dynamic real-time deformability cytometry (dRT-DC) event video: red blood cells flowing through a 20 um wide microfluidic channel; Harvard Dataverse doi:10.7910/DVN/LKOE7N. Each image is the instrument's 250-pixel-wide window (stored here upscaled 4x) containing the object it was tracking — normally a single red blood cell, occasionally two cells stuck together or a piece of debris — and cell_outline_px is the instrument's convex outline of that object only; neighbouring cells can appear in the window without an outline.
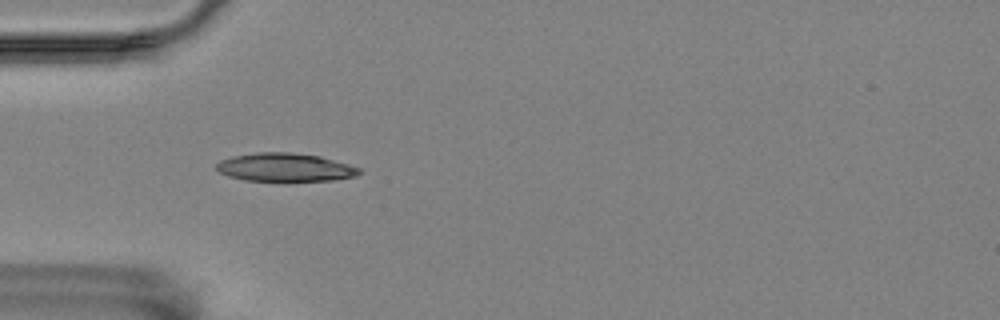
{"species": "Egyptian fruit bat (a non-hibernating species)", "species_latin": "Rousettus aegyptiacus", "temperature_condition": "room temperature", "stored_images_in_passage": 20, "camera_frame_rate_fps": 3000, "um_per_image_px": 0.085, "animal": {"sex": "female"}, "frame": {"image": 1, "passage_image": 6, "time_ms": 1.667, "image_size_px": [1000, 320], "cell_outline_px": [[360, 172], [356, 176], [332, 180], [244, 180], [228, 176], [220, 172], [216, 168], [216, 164], [220, 160], [232, 156], [256, 152], [288, 152], [320, 156], [348, 164], [360, 168]], "centroid_in_image_um": [24.2, 14.21], "position_along_channel_um": 60.8, "area_um2": 23.29}}
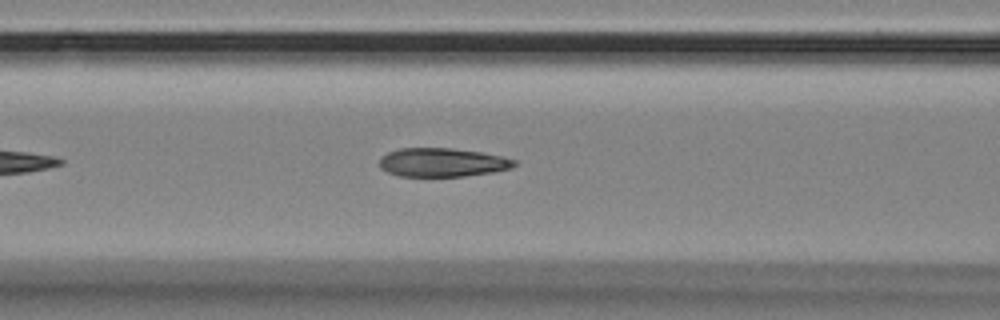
{"frame": {"image": 2, "passage_image": 12, "time_ms": 3.667, "image_size_px": [1000, 320], "cell_outline_px": [[516, 164], [512, 168], [492, 172], [464, 176], [400, 176], [388, 172], [380, 168], [380, 160], [388, 152], [400, 148], [452, 148], [480, 152], [500, 156], [516, 160]], "centroid_in_image_um": [37.6, 13.8], "position_along_channel_um": 129.0, "area_um2": 22.37}}
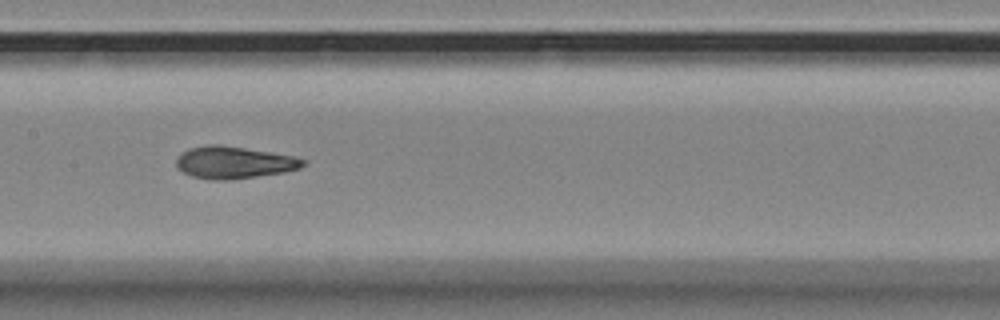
{"frame": {"image": 3, "passage_image": 17, "time_ms": 5.333, "image_size_px": [1000, 320], "cell_outline_px": [[308, 164], [300, 168], [284, 172], [256, 176], [224, 180], [212, 180], [192, 176], [176, 168], [176, 156], [180, 152], [188, 148], [208, 144], [216, 144], [272, 152], [296, 156], [308, 160]], "centroid_in_image_um": [19.89, 13.8], "position_along_channel_um": 187.5, "area_um2": 23.99}}